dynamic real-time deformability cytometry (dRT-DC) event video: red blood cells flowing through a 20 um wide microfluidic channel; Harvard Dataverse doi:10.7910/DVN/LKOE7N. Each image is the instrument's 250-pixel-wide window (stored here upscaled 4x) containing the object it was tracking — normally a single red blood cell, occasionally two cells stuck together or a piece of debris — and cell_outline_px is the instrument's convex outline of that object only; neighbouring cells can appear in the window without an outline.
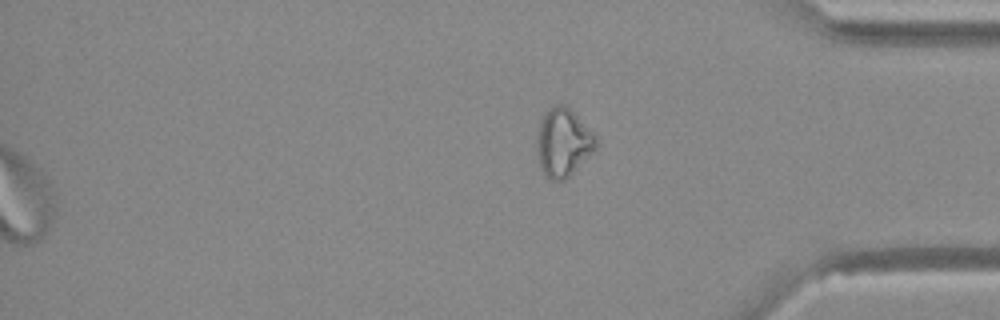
{"species": "Egyptian fruit bat (a non-hibernating species)", "species_latin": "Rousettus aegyptiacus", "temperature_condition": "warm", "stored_images_in_passage": 39, "segment_of_instrument_passage": [2, 2], "camera_frame_rate_fps": 3000, "um_per_image_px": 0.085, "animal": {"sex": "female"}, "frame": {"image": 1, "passage_image": 39, "time_ms": 12.667, "image_size_px": [1000, 320], "cell_outline_px": [[596, 148], [564, 180], [552, 180], [540, 168], [536, 140], [540, 120], [552, 104], [564, 104], [576, 116], [596, 140]], "centroid_in_image_um": [47.81, 12.1], "position_along_channel_um": 387.4, "area_um2": 22.54}}